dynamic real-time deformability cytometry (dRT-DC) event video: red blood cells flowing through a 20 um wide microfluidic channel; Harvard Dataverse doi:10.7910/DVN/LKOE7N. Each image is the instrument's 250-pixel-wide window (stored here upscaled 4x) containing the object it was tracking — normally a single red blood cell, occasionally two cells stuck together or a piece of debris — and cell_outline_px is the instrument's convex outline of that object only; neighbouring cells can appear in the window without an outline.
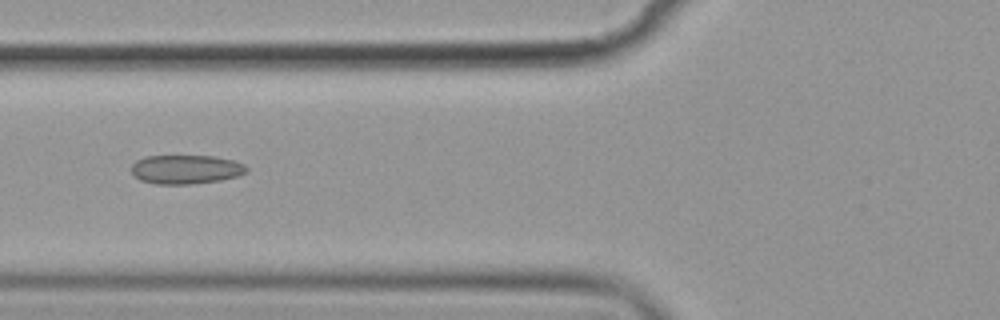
{"species": "common noctule bat (a hibernating species)", "species_latin": "Nyctalus noctula", "temperature_condition": "cold", "stored_images_in_passage": 5, "camera_frame_rate_fps": 3000, "um_per_image_px": 0.085, "animal": {"sex": "female", "body_mass_g": 19.9}, "frame": {"image": 1, "passage_image": 4, "time_ms": 3.667, "image_size_px": [1000, 320], "cell_outline_px": [[248, 172], [236, 176], [220, 180], [192, 184], [156, 184], [140, 180], [132, 172], [132, 164], [136, 160], [144, 156], [212, 156], [232, 160], [244, 164], [248, 168]], "centroid_in_image_um": [15.79, 14.4], "position_along_channel_um": 110.0, "area_um2": 19.42}}
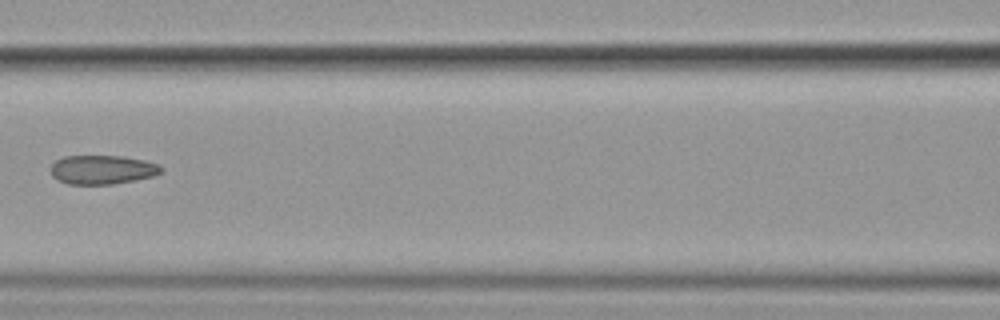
{"frame": {"image": 2, "passage_image": 5, "time_ms": 5.0, "image_size_px": [1000, 320], "cell_outline_px": [[164, 168], [160, 172], [152, 176], [112, 184], [68, 184], [52, 176], [52, 164], [56, 160], [64, 156], [124, 156], [144, 160], [160, 164]], "centroid_in_image_um": [8.71, 14.41], "position_along_channel_um": 157.9, "area_um2": 18.5}}